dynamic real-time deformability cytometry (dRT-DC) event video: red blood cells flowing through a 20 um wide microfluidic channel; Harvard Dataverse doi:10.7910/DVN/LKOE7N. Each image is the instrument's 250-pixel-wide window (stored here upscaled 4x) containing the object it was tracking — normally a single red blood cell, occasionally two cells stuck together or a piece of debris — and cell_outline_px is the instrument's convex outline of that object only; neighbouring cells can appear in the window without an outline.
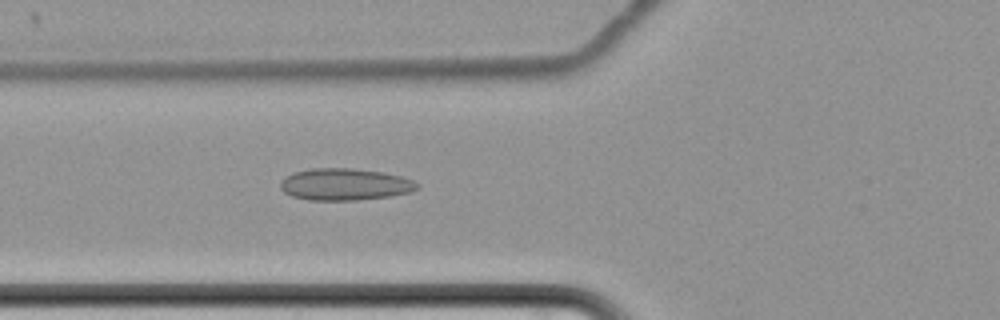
{"species": "common noctule bat (a hibernating species)", "species_latin": "Nyctalus noctula", "temperature_condition": "cold", "stored_images_in_passage": 62, "camera_frame_rate_fps": 3000, "um_per_image_px": 0.085, "animal": {"sex": "female", "body_mass_g": 22.7, "forearm_length_mm": 54.2}, "frame": {"image": 1, "passage_image": 25, "time_ms": 8.0, "image_size_px": [1000, 320], "cell_outline_px": [[420, 188], [412, 192], [388, 196], [356, 200], [308, 200], [292, 196], [284, 192], [280, 188], [280, 184], [288, 176], [296, 172], [312, 168], [348, 168], [380, 172], [400, 176], [412, 180], [420, 184]], "centroid_in_image_um": [29.34, 15.68], "position_along_channel_um": 96.5, "area_um2": 25.14}}
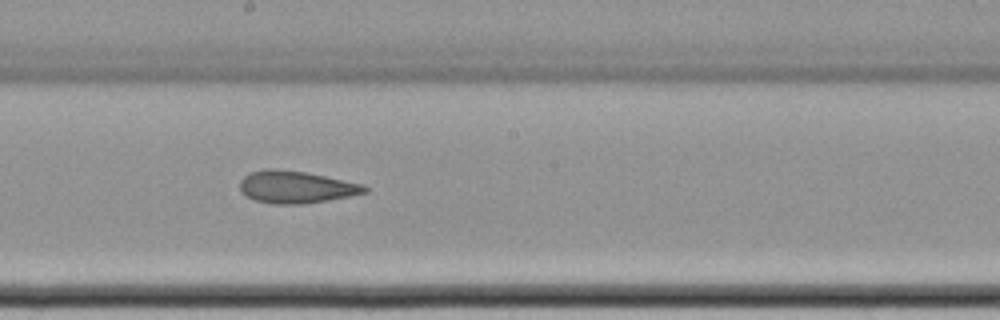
{"frame": {"image": 2, "passage_image": 36, "time_ms": 11.667, "image_size_px": [1000, 320], "cell_outline_px": [[368, 192], [352, 196], [304, 204], [272, 204], [256, 200], [240, 192], [240, 180], [244, 176], [252, 172], [264, 168], [272, 168], [304, 172], [364, 184], [368, 188]], "centroid_in_image_um": [25.17, 15.9], "position_along_channel_um": 223.0, "area_um2": 23.47}}
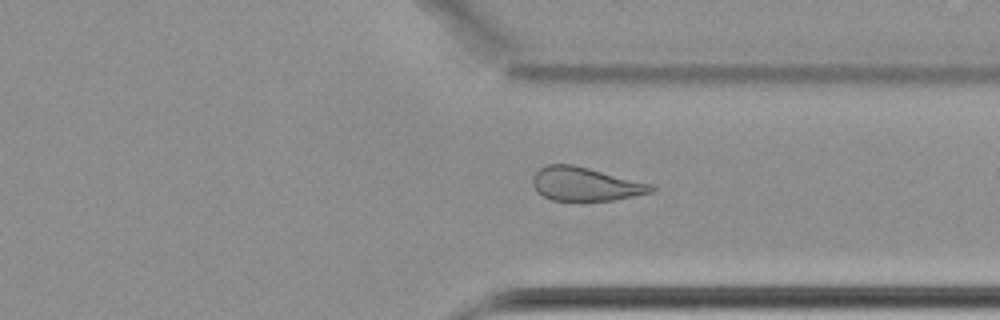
{"frame": {"image": 3, "passage_image": 48, "time_ms": 15.667, "image_size_px": [1000, 320], "cell_outline_px": [[656, 188], [652, 192], [612, 200], [552, 200], [536, 192], [532, 184], [532, 176], [540, 168], [548, 164], [572, 164], [652, 184]], "centroid_in_image_um": [49.71, 15.64], "position_along_channel_um": 361.7, "area_um2": 23.0}, "authors_computed_cell_mechanics": {"area_um2": 25.9233, "velocity_mm_per_s": 3.4527, "shape_relaxation_time_tau1_ms": null, "shape_relaxation_time_tau2_ms": 5.3617, "deformation_change_tau1": null, "deformation_change_tau2": 0.107}}